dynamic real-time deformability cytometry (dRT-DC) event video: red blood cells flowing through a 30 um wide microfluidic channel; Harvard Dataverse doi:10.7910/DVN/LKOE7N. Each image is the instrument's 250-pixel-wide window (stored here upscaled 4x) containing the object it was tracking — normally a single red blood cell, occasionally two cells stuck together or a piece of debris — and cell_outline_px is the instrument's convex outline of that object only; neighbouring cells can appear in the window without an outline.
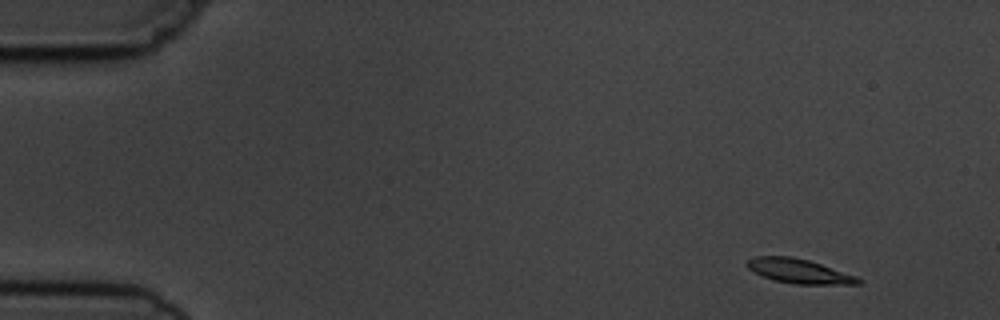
{"species": "common noctule bat (a hibernating species)", "species_latin": "Nyctalus noctula", "temperature_condition": "cold", "stored_images_in_passage": 5, "camera_frame_rate_fps": 3000, "um_per_image_px": 0.085, "animal": {"sex": "male", "body_mass_g": 19.5, "forearm_length_mm": 54.6}, "frame": {"image": 1, "passage_image": 1, "time_ms": 0.0, "image_size_px": [1000, 320], "cell_outline_px": [[864, 280], [860, 284], [792, 284], [776, 280], [764, 276], [748, 268], [744, 264], [748, 260], [756, 256], [792, 256], [808, 260], [856, 276]], "centroid_in_image_um": [67.93, 23.04], "position_along_channel_um": 17.1, "area_um2": 15.61}}
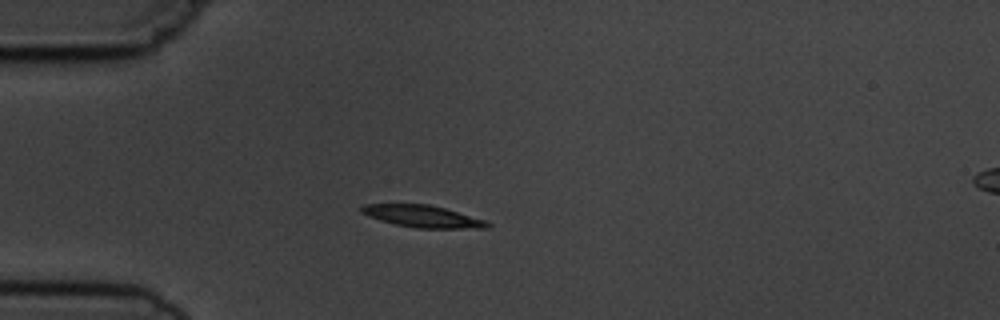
{"frame": {"image": 2, "passage_image": 4, "time_ms": 3.333, "image_size_px": [1000, 320], "cell_outline_px": [[492, 224], [488, 228], [416, 228], [396, 224], [380, 220], [368, 216], [360, 212], [360, 208], [364, 204], [428, 204], [444, 208], [484, 220]], "centroid_in_image_um": [35.89, 18.39], "position_along_channel_um": 49.1, "area_um2": 15.95}}